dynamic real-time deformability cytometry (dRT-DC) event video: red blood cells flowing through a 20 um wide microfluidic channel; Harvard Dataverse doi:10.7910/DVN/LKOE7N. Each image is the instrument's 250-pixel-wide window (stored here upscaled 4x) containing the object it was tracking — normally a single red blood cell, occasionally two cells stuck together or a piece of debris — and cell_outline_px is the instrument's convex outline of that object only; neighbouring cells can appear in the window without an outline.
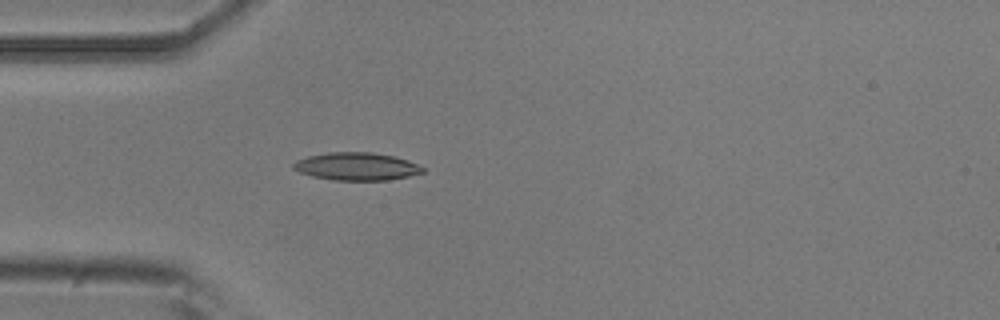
{"species": "common noctule bat (a hibernating species)", "species_latin": "Nyctalus noctula", "temperature_condition": "room temperature", "stored_images_in_passage": 4, "camera_frame_rate_fps": 3000, "um_per_image_px": 0.085, "animal": {"sex": "male", "body_mass_g": 20.5, "forearm_length_mm": 52.5}, "frame": {"image": 1, "passage_image": 4, "time_ms": 1.0, "image_size_px": [1000, 320], "cell_outline_px": [[424, 172], [408, 176], [388, 180], [332, 180], [312, 176], [300, 172], [292, 168], [292, 164], [296, 160], [308, 156], [328, 152], [372, 152], [392, 156], [416, 164], [424, 168]], "centroid_in_image_um": [30.25, 14.15], "position_along_channel_um": 54.7, "area_um2": 20.75}}